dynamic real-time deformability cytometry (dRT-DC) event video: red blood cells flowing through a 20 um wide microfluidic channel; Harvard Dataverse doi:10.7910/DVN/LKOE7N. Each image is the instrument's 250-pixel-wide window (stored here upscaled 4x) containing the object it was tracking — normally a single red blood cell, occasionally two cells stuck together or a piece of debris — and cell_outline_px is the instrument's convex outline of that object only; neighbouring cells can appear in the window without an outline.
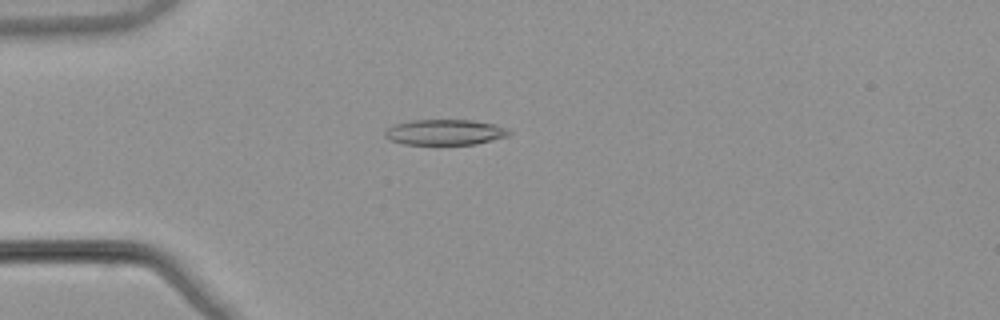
{"species": "common noctule bat (a hibernating species)", "species_latin": "Nyctalus noctula", "temperature_condition": "warm", "stored_images_in_passage": 52, "camera_frame_rate_fps": 3000, "um_per_image_px": 0.085, "animal": {"sex": "male", "body_mass_g": 21.5, "forearm_length_mm": 52.0}, "frame": {"image": 1, "passage_image": 14, "time_ms": 4.333, "image_size_px": [1000, 320], "cell_outline_px": [[512, 132], [508, 136], [476, 144], [404, 144], [392, 140], [384, 136], [384, 132], [388, 128], [396, 124], [412, 120], [472, 120], [496, 124], [508, 128]], "centroid_in_image_um": [37.87, 11.23], "position_along_channel_um": 47.1, "area_um2": 18.44}}
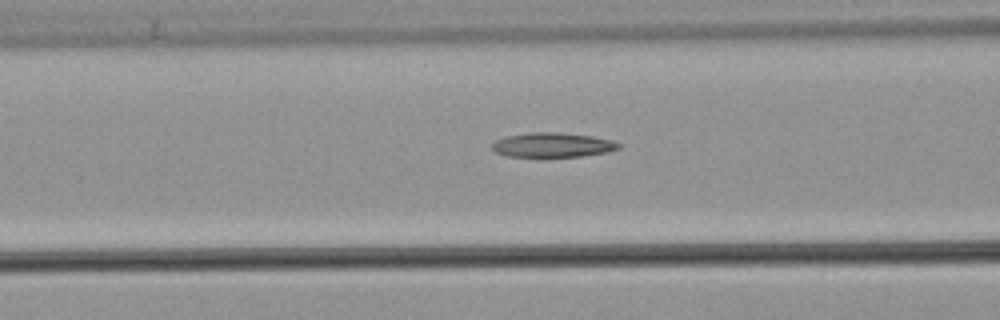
{"frame": {"image": 2, "passage_image": 21, "time_ms": 6.667, "image_size_px": [1000, 320], "cell_outline_px": [[620, 148], [608, 152], [580, 156], [508, 156], [496, 152], [492, 148], [492, 144], [496, 140], [508, 136], [532, 132], [556, 132], [592, 136], [612, 140], [620, 144]], "centroid_in_image_um": [47.0, 12.31], "position_along_channel_um": 119.6, "area_um2": 17.8}}
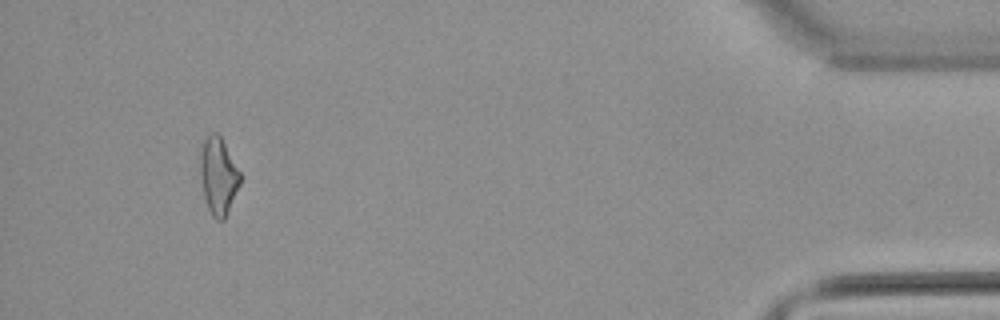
{"frame": {"image": 3, "passage_image": 49, "time_ms": 16.0, "image_size_px": [1000, 320], "cell_outline_px": [[240, 184], [224, 220], [216, 220], [212, 216], [208, 208], [204, 196], [200, 176], [200, 160], [204, 140], [208, 132], [216, 132], [220, 136], [240, 172]], "centroid_in_image_um": [18.55, 14.96], "position_along_channel_um": 416.7, "area_um2": 17.69}}